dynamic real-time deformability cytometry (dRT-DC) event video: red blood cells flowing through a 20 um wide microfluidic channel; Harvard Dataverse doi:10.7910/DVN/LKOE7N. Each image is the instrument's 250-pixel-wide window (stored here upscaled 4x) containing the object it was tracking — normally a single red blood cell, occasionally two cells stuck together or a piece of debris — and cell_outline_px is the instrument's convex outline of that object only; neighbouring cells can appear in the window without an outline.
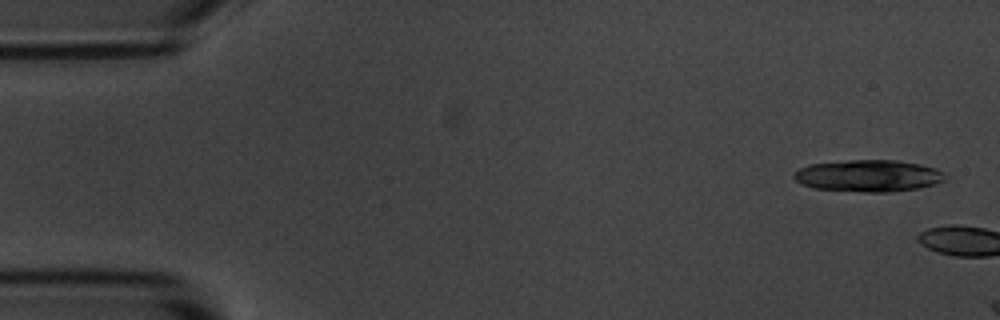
{"species": "common noctule bat (a hibernating species)", "species_latin": "Nyctalus noctula", "temperature_condition": "room temperature", "stored_images_in_passage": 2, "camera_frame_rate_fps": 3000, "um_per_image_px": 0.085, "animal": {"sex": "male", "body_mass_g": 20.1, "forearm_length_mm": 53.5}, "frame": {"image": 1, "passage_image": 1, "time_ms": 0.0, "image_size_px": [1000, 320], "cell_outline_px": [[944, 180], [932, 184], [916, 188], [888, 192], [864, 192], [812, 188], [800, 184], [792, 176], [800, 168], [808, 164], [848, 160], [896, 160], [920, 164], [936, 168], [944, 172]], "centroid_in_image_um": [73.77, 14.93], "position_along_channel_um": 11.2, "area_um2": 27.98}}